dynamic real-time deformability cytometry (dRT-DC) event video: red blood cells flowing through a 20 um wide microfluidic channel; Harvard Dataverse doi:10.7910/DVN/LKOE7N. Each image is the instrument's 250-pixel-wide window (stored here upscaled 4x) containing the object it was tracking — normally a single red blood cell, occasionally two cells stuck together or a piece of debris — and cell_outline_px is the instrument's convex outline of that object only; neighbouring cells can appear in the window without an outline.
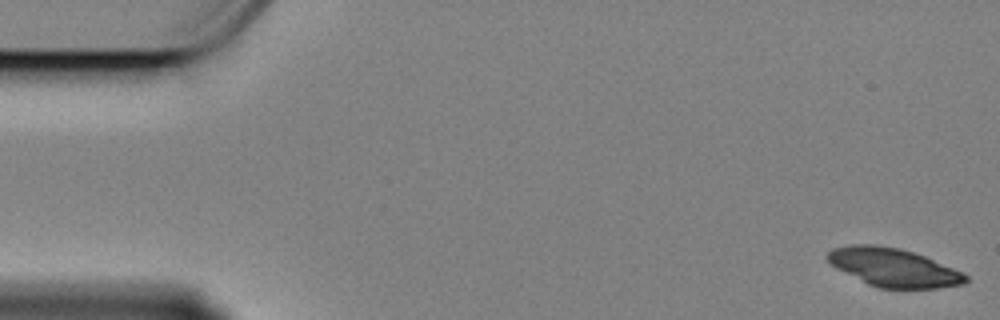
{"species": "Egyptian fruit bat (a non-hibernating species)", "species_latin": "Rousettus aegyptiacus", "temperature_condition": "cold", "stored_images_in_passage": 42, "camera_frame_rate_fps": 3000, "um_per_image_px": 0.085, "animal": {"sex": "female"}, "frame": {"image": 1, "passage_image": 1, "time_ms": 0.0, "image_size_px": [1000, 320], "cell_outline_px": [[968, 280], [964, 284], [940, 288], [880, 288], [868, 284], [836, 268], [824, 256], [832, 248], [848, 244], [876, 244], [900, 248], [924, 256], [964, 272], [968, 276]], "centroid_in_image_um": [75.94, 22.72], "position_along_channel_um": 9.1, "area_um2": 30.98}}
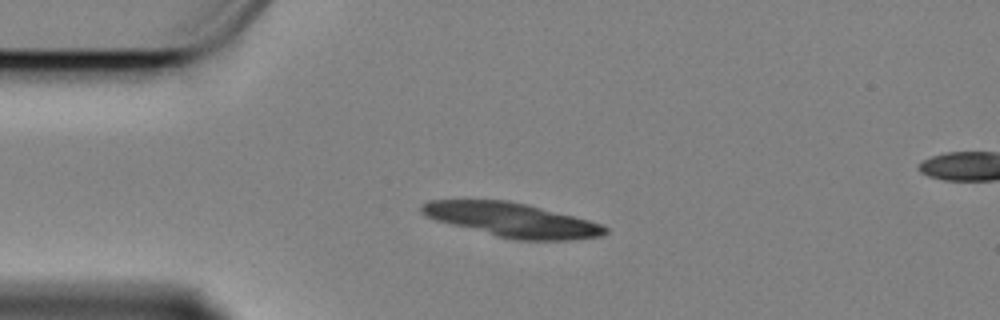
{"frame": {"image": 2, "passage_image": 13, "time_ms": 4.0, "image_size_px": [1000, 320], "cell_outline_px": [[608, 232], [604, 236], [568, 240], [512, 240], [496, 236], [436, 220], [424, 216], [420, 212], [420, 204], [428, 200], [508, 200], [528, 204], [588, 220], [600, 224], [608, 228]], "centroid_in_image_um": [43.5, 18.69], "position_along_channel_um": 41.5, "area_um2": 36.53}}
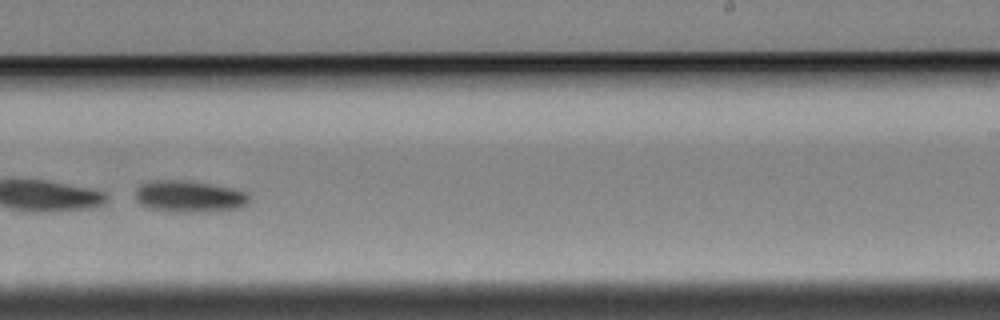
{"frame": {"image": 3, "passage_image": 36, "time_ms": 11.667, "image_size_px": [1000, 320], "cell_outline_px": [[252, 196], [248, 204], [240, 208], [204, 212], [184, 212], [148, 208], [140, 204], [136, 200], [136, 188], [140, 184], [152, 180], [188, 180], [232, 188], [248, 192]], "centroid_in_image_um": [16.13, 16.69], "position_along_channel_um": 272.9, "area_um2": 21.27}}